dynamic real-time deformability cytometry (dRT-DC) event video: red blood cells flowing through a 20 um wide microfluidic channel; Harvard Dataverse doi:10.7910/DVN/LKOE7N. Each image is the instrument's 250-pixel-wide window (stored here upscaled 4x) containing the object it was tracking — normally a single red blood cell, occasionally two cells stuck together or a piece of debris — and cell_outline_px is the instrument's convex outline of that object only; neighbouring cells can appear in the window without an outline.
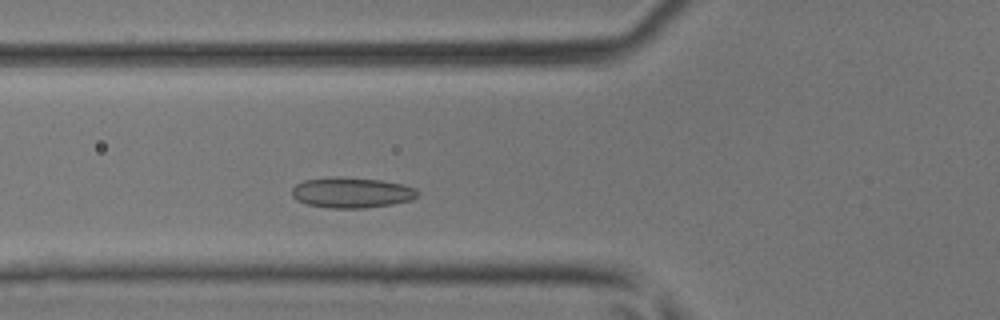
{"species": "common noctule bat (a hibernating species)", "species_latin": "Nyctalus noctula", "temperature_condition": "room temperature", "stored_images_in_passage": 26, "camera_frame_rate_fps": 3000, "um_per_image_px": 0.085, "animal": {"sex": "male", "body_mass_g": 17.9, "forearm_length_mm": 54.2}, "frame": {"image": 1, "passage_image": 10, "time_ms": 3.0, "image_size_px": [1000, 320], "cell_outline_px": [[420, 192], [412, 200], [392, 204], [360, 208], [328, 208], [308, 204], [296, 200], [292, 196], [292, 188], [296, 184], [304, 180], [380, 180], [404, 184], [416, 188]], "centroid_in_image_um": [29.95, 16.42], "position_along_channel_um": 95.9, "area_um2": 21.33}}
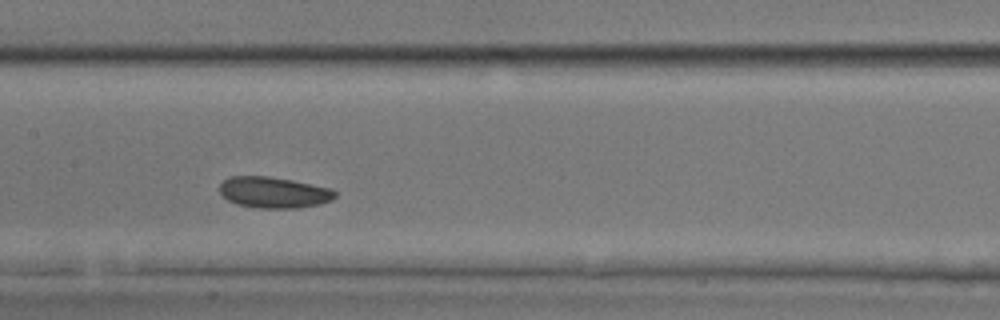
{"frame": {"image": 2, "passage_image": 16, "time_ms": 5.0, "image_size_px": [1000, 320], "cell_outline_px": [[336, 196], [332, 200], [320, 204], [296, 208], [260, 208], [236, 204], [228, 200], [220, 192], [220, 184], [224, 180], [232, 176], [268, 176], [292, 180], [328, 188], [336, 192]], "centroid_in_image_um": [23.26, 16.36], "position_along_channel_um": 184.1, "area_um2": 20.75}}
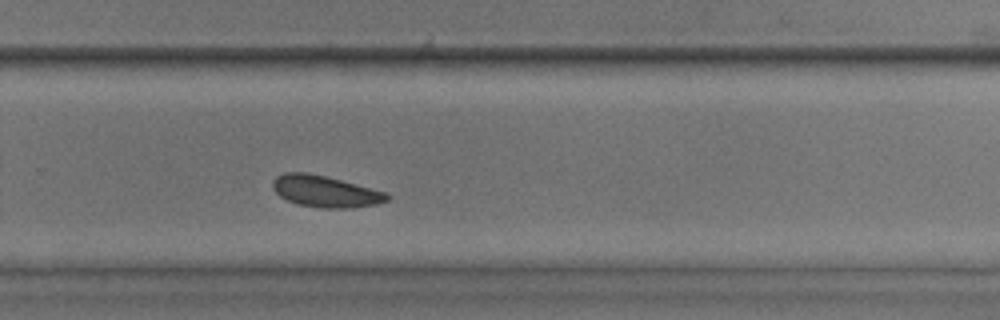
{"frame": {"image": 3, "passage_image": 24, "time_ms": 7.667, "image_size_px": [1000, 320], "cell_outline_px": [[392, 196], [388, 200], [376, 204], [352, 208], [324, 208], [296, 204], [280, 196], [272, 188], [272, 180], [276, 176], [284, 172], [308, 172], [340, 180], [384, 192]], "centroid_in_image_um": [27.6, 16.27], "position_along_channel_um": 302.2, "area_um2": 20.87}}